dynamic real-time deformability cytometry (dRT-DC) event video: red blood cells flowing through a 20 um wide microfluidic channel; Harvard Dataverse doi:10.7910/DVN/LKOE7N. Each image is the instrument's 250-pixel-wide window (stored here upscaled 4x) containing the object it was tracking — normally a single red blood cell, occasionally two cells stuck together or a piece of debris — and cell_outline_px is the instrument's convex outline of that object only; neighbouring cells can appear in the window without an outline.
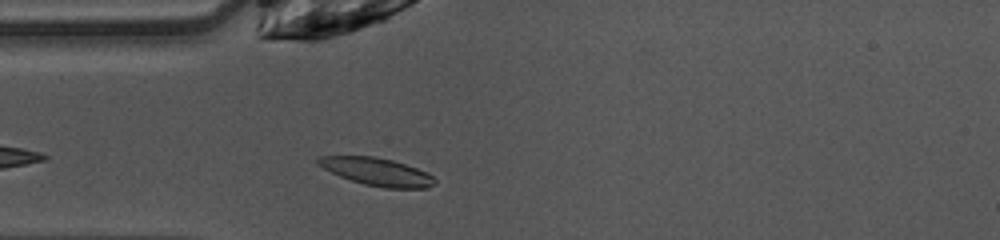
{"species": "common noctule bat (a hibernating species)", "species_latin": "Nyctalus noctula", "temperature_condition": "warm", "stored_images_in_passage": 38, "camera_frame_rate_fps": 3000, "um_per_image_px": 0.085, "animal": {"sex": "female", "body_mass_g": 10.0, "forearm_length_mm": 53.1}, "frame": {"image": 1, "passage_image": 12, "time_ms": 3.667, "image_size_px": [1000, 240], "cell_outline_px": [[436, 180], [428, 188], [384, 188], [364, 184], [340, 176], [316, 164], [316, 156], [376, 156], [392, 160], [428, 172]], "centroid_in_image_um": [32.02, 14.59], "position_along_channel_um": 53.0, "area_um2": 18.73}}
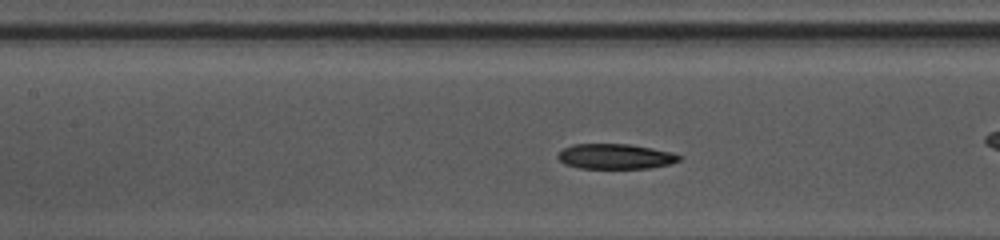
{"frame": {"image": 2, "passage_image": 17, "time_ms": 5.333, "image_size_px": [1000, 240], "cell_outline_px": [[684, 156], [680, 160], [672, 164], [648, 168], [580, 168], [564, 164], [556, 156], [564, 148], [572, 144], [628, 144], [652, 148], [672, 152]], "centroid_in_image_um": [52.34, 13.3], "position_along_channel_um": 155.1, "area_um2": 17.86}, "authors_computed_cell_mechanics": {"area_um2": 18.2648, "velocity_mm_per_s": 4.0251, "shape_relaxation_time_tau1_ms": 2.9995, "shape_relaxation_time_tau2_ms": null, "deformation_change_tau1": 0.0973, "deformation_change_tau2": null}}